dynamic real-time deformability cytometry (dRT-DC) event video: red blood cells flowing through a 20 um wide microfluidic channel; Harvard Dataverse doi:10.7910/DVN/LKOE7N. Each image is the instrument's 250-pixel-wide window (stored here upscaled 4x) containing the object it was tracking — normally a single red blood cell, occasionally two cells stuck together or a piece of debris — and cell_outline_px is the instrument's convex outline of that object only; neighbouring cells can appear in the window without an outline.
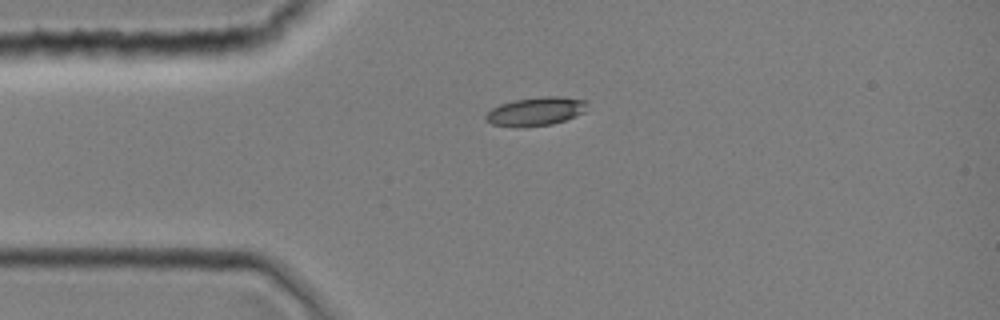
{"species": "common noctule bat (a hibernating species)", "species_latin": "Nyctalus noctula", "temperature_condition": "room temperature", "stored_images_in_passage": 1, "camera_frame_rate_fps": 3000, "um_per_image_px": 0.085, "animal": {"sex": "female", "body_mass_g": 19.0, "forearm_length_mm": 51.5}, "frame": {"image": 1, "passage_image": 1, "time_ms": 0.0, "image_size_px": [1000, 320], "cell_outline_px": [[588, 100], [584, 112], [576, 116], [552, 124], [516, 128], [492, 124], [484, 120], [484, 116], [492, 108], [500, 104], [516, 100], [544, 96], [560, 96]], "centroid_in_image_um": [45.52, 9.47], "position_along_channel_um": 39.5, "area_um2": 16.99}}